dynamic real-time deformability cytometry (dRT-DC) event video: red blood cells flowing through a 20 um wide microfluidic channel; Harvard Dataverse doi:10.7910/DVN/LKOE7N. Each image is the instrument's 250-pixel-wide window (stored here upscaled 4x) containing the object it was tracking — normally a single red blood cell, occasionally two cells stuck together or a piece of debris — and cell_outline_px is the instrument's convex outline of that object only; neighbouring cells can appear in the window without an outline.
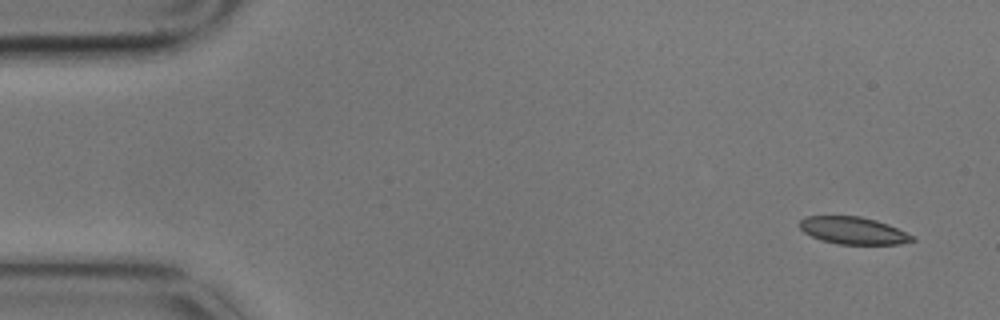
{"species": "common noctule bat (a hibernating species)", "species_latin": "Nyctalus noctula", "temperature_condition": "cold", "stored_images_in_passage": 8, "camera_frame_rate_fps": 3000, "um_per_image_px": 0.085, "animal": {"sex": "male", "body_mass_g": 17.9}, "frame": {"image": 1, "passage_image": 1, "time_ms": 0.0, "image_size_px": [1000, 320], "cell_outline_px": [[916, 240], [900, 244], [836, 244], [820, 240], [804, 232], [800, 228], [800, 220], [804, 216], [860, 216], [876, 220], [888, 224], [912, 236]], "centroid_in_image_um": [72.49, 19.6], "position_along_channel_um": 12.5, "area_um2": 17.8}}
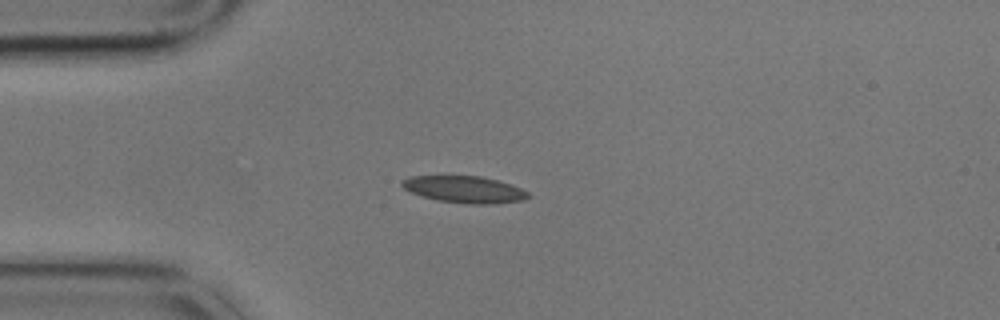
{"frame": {"image": 2, "passage_image": 4, "time_ms": 1.0, "image_size_px": [1000, 320], "cell_outline_px": [[532, 196], [524, 200], [492, 204], [468, 204], [436, 200], [412, 192], [404, 188], [400, 184], [400, 180], [408, 176], [480, 176], [496, 180], [520, 188], [528, 192]], "centroid_in_image_um": [39.47, 16.1], "position_along_channel_um": 45.5, "area_um2": 19.65}}
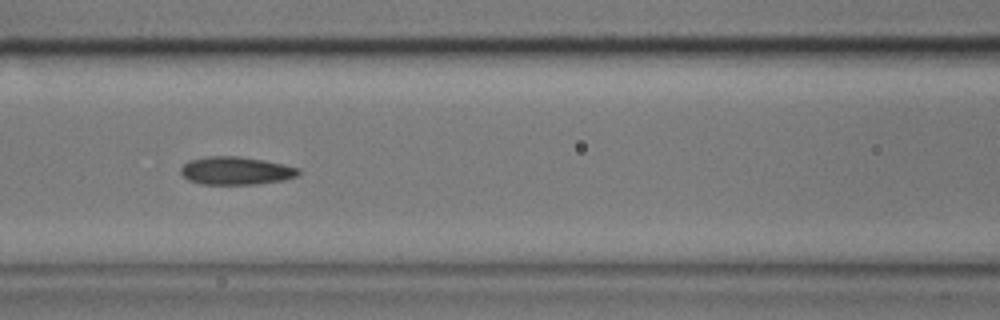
{"frame": {"image": 3, "passage_image": 7, "time_ms": 2.0, "image_size_px": [1000, 320], "cell_outline_px": [[300, 172], [296, 176], [284, 180], [256, 184], [200, 184], [188, 180], [180, 172], [180, 168], [188, 160], [208, 156], [240, 156], [264, 160], [284, 164], [300, 168]], "centroid_in_image_um": [20.05, 14.5], "position_along_channel_um": 146.6, "area_um2": 19.31}}